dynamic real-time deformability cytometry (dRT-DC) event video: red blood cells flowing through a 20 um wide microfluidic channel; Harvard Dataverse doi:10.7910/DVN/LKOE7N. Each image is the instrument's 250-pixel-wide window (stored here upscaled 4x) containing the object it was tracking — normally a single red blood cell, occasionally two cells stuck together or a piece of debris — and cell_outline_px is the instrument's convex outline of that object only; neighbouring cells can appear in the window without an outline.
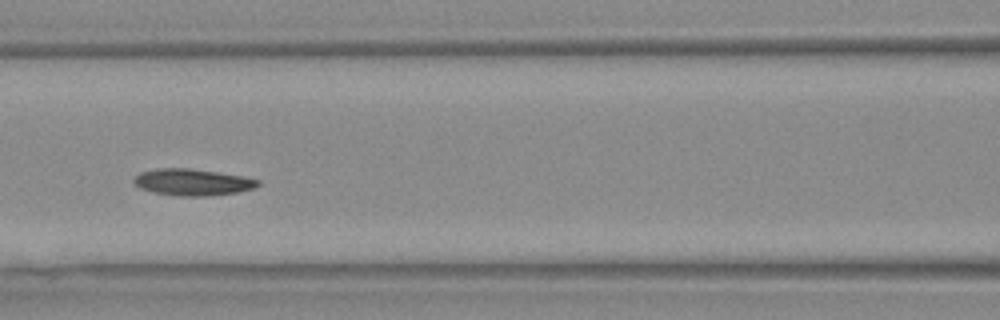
{"species": "Egyptian fruit bat (a non-hibernating species)", "species_latin": "Rousettus aegyptiacus", "temperature_condition": "warm", "stored_images_in_passage": 8, "segment_of_instrument_passage": [1, 2], "camera_frame_rate_fps": 3000, "um_per_image_px": 0.085, "animal": {"sex": "female"}, "frame": {"image": 1, "passage_image": 7, "time_ms": 2.0, "image_size_px": [1000, 320], "cell_outline_px": [[260, 184], [256, 188], [236, 192], [208, 196], [180, 196], [152, 192], [140, 188], [132, 180], [140, 172], [160, 168], [188, 168], [216, 172], [240, 176], [260, 180]], "centroid_in_image_um": [16.36, 15.49], "position_along_channel_um": 150.2, "area_um2": 19.07}}